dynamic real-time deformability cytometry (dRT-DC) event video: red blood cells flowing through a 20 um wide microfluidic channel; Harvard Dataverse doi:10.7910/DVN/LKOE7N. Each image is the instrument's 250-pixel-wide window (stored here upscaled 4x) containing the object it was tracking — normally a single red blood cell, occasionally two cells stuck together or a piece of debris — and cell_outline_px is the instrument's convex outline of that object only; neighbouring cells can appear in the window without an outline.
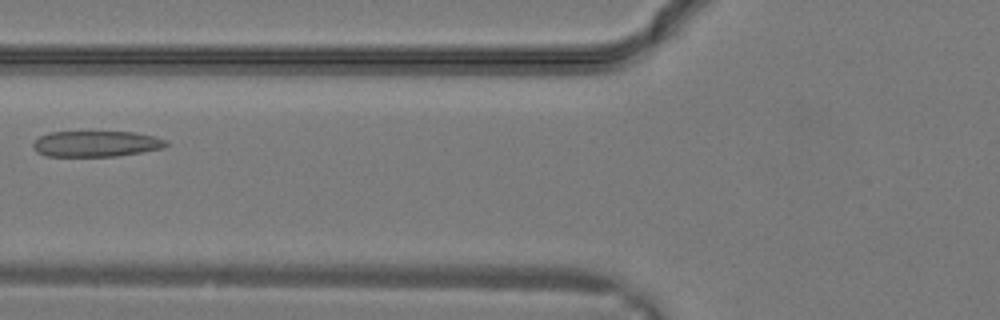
{"species": "common noctule bat (a hibernating species)", "species_latin": "Nyctalus noctula", "temperature_condition": "warm", "stored_images_in_passage": 6, "camera_frame_rate_fps": 3000, "um_per_image_px": 0.085, "animal": {"sex": "male", "body_mass_g": 19.2, "forearm_length_mm": 51.8}, "frame": {"image": 1, "passage_image": 5, "time_ms": 1.333, "image_size_px": [1000, 320], "cell_outline_px": [[168, 144], [164, 148], [116, 156], [44, 156], [36, 152], [32, 148], [32, 144], [40, 136], [48, 132], [132, 132], [156, 136], [168, 140]], "centroid_in_image_um": [8.16, 12.22], "position_along_channel_um": 117.6, "area_um2": 20.17}}